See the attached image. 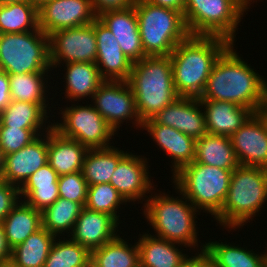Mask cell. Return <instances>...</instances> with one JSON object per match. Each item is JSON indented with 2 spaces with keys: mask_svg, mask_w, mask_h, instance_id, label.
I'll return each instance as SVG.
<instances>
[{
  "mask_svg": "<svg viewBox=\"0 0 267 267\" xmlns=\"http://www.w3.org/2000/svg\"><path fill=\"white\" fill-rule=\"evenodd\" d=\"M51 68L49 36L40 28L0 34V70L8 74H23L50 72Z\"/></svg>",
  "mask_w": 267,
  "mask_h": 267,
  "instance_id": "9",
  "label": "cell"
},
{
  "mask_svg": "<svg viewBox=\"0 0 267 267\" xmlns=\"http://www.w3.org/2000/svg\"><path fill=\"white\" fill-rule=\"evenodd\" d=\"M151 4L184 12L185 0H146Z\"/></svg>",
  "mask_w": 267,
  "mask_h": 267,
  "instance_id": "46",
  "label": "cell"
},
{
  "mask_svg": "<svg viewBox=\"0 0 267 267\" xmlns=\"http://www.w3.org/2000/svg\"><path fill=\"white\" fill-rule=\"evenodd\" d=\"M234 50L231 43L218 57L199 99L233 102L255 112L267 97V81Z\"/></svg>",
  "mask_w": 267,
  "mask_h": 267,
  "instance_id": "1",
  "label": "cell"
},
{
  "mask_svg": "<svg viewBox=\"0 0 267 267\" xmlns=\"http://www.w3.org/2000/svg\"><path fill=\"white\" fill-rule=\"evenodd\" d=\"M119 234L110 242L91 251V267H138L139 248L137 242L127 244Z\"/></svg>",
  "mask_w": 267,
  "mask_h": 267,
  "instance_id": "33",
  "label": "cell"
},
{
  "mask_svg": "<svg viewBox=\"0 0 267 267\" xmlns=\"http://www.w3.org/2000/svg\"><path fill=\"white\" fill-rule=\"evenodd\" d=\"M48 73L49 72H30L23 74H8L11 100L32 103H49L47 100L48 94H46L49 93L46 90V88H48V81L46 79L48 78H45V76H48ZM45 82L47 83L45 84Z\"/></svg>",
  "mask_w": 267,
  "mask_h": 267,
  "instance_id": "36",
  "label": "cell"
},
{
  "mask_svg": "<svg viewBox=\"0 0 267 267\" xmlns=\"http://www.w3.org/2000/svg\"><path fill=\"white\" fill-rule=\"evenodd\" d=\"M254 114L262 122L267 131V97L262 101V103L256 108Z\"/></svg>",
  "mask_w": 267,
  "mask_h": 267,
  "instance_id": "47",
  "label": "cell"
},
{
  "mask_svg": "<svg viewBox=\"0 0 267 267\" xmlns=\"http://www.w3.org/2000/svg\"><path fill=\"white\" fill-rule=\"evenodd\" d=\"M38 29V8L28 1L0 4V34Z\"/></svg>",
  "mask_w": 267,
  "mask_h": 267,
  "instance_id": "34",
  "label": "cell"
},
{
  "mask_svg": "<svg viewBox=\"0 0 267 267\" xmlns=\"http://www.w3.org/2000/svg\"><path fill=\"white\" fill-rule=\"evenodd\" d=\"M197 253L185 259L178 267H209V261L205 251Z\"/></svg>",
  "mask_w": 267,
  "mask_h": 267,
  "instance_id": "44",
  "label": "cell"
},
{
  "mask_svg": "<svg viewBox=\"0 0 267 267\" xmlns=\"http://www.w3.org/2000/svg\"><path fill=\"white\" fill-rule=\"evenodd\" d=\"M208 134L230 137L254 114L251 109L228 101L200 100Z\"/></svg>",
  "mask_w": 267,
  "mask_h": 267,
  "instance_id": "22",
  "label": "cell"
},
{
  "mask_svg": "<svg viewBox=\"0 0 267 267\" xmlns=\"http://www.w3.org/2000/svg\"><path fill=\"white\" fill-rule=\"evenodd\" d=\"M12 249L8 245L2 223H0V265L11 261Z\"/></svg>",
  "mask_w": 267,
  "mask_h": 267,
  "instance_id": "45",
  "label": "cell"
},
{
  "mask_svg": "<svg viewBox=\"0 0 267 267\" xmlns=\"http://www.w3.org/2000/svg\"><path fill=\"white\" fill-rule=\"evenodd\" d=\"M52 69L75 62H96L97 45L94 21L89 25L58 30L49 35Z\"/></svg>",
  "mask_w": 267,
  "mask_h": 267,
  "instance_id": "11",
  "label": "cell"
},
{
  "mask_svg": "<svg viewBox=\"0 0 267 267\" xmlns=\"http://www.w3.org/2000/svg\"><path fill=\"white\" fill-rule=\"evenodd\" d=\"M55 238L44 267H90L91 252L71 238Z\"/></svg>",
  "mask_w": 267,
  "mask_h": 267,
  "instance_id": "37",
  "label": "cell"
},
{
  "mask_svg": "<svg viewBox=\"0 0 267 267\" xmlns=\"http://www.w3.org/2000/svg\"><path fill=\"white\" fill-rule=\"evenodd\" d=\"M26 1L31 2L33 5L39 8L42 4H44L46 1L49 0H26Z\"/></svg>",
  "mask_w": 267,
  "mask_h": 267,
  "instance_id": "48",
  "label": "cell"
},
{
  "mask_svg": "<svg viewBox=\"0 0 267 267\" xmlns=\"http://www.w3.org/2000/svg\"><path fill=\"white\" fill-rule=\"evenodd\" d=\"M202 108L199 98L179 97L175 102L160 110L152 117V120L156 124L172 127L196 141L208 134Z\"/></svg>",
  "mask_w": 267,
  "mask_h": 267,
  "instance_id": "15",
  "label": "cell"
},
{
  "mask_svg": "<svg viewBox=\"0 0 267 267\" xmlns=\"http://www.w3.org/2000/svg\"><path fill=\"white\" fill-rule=\"evenodd\" d=\"M200 164L234 170L239 166L230 137L205 134L195 142V158Z\"/></svg>",
  "mask_w": 267,
  "mask_h": 267,
  "instance_id": "29",
  "label": "cell"
},
{
  "mask_svg": "<svg viewBox=\"0 0 267 267\" xmlns=\"http://www.w3.org/2000/svg\"><path fill=\"white\" fill-rule=\"evenodd\" d=\"M57 172L47 163L33 173L19 188L20 200L43 211L59 198Z\"/></svg>",
  "mask_w": 267,
  "mask_h": 267,
  "instance_id": "24",
  "label": "cell"
},
{
  "mask_svg": "<svg viewBox=\"0 0 267 267\" xmlns=\"http://www.w3.org/2000/svg\"><path fill=\"white\" fill-rule=\"evenodd\" d=\"M145 158L128 152L118 162L111 176L110 184L128 203L141 199L145 201L149 197L146 194L154 190V185L149 178L147 158Z\"/></svg>",
  "mask_w": 267,
  "mask_h": 267,
  "instance_id": "14",
  "label": "cell"
},
{
  "mask_svg": "<svg viewBox=\"0 0 267 267\" xmlns=\"http://www.w3.org/2000/svg\"><path fill=\"white\" fill-rule=\"evenodd\" d=\"M11 102L9 75L0 70V112Z\"/></svg>",
  "mask_w": 267,
  "mask_h": 267,
  "instance_id": "43",
  "label": "cell"
},
{
  "mask_svg": "<svg viewBox=\"0 0 267 267\" xmlns=\"http://www.w3.org/2000/svg\"><path fill=\"white\" fill-rule=\"evenodd\" d=\"M42 129H22L19 127H0V149L3 155L19 151L30 144L39 135L45 134ZM39 132V133H38ZM41 133V134H40Z\"/></svg>",
  "mask_w": 267,
  "mask_h": 267,
  "instance_id": "39",
  "label": "cell"
},
{
  "mask_svg": "<svg viewBox=\"0 0 267 267\" xmlns=\"http://www.w3.org/2000/svg\"><path fill=\"white\" fill-rule=\"evenodd\" d=\"M47 163L48 132L39 135L19 151L5 155L0 179L20 188L33 173Z\"/></svg>",
  "mask_w": 267,
  "mask_h": 267,
  "instance_id": "16",
  "label": "cell"
},
{
  "mask_svg": "<svg viewBox=\"0 0 267 267\" xmlns=\"http://www.w3.org/2000/svg\"><path fill=\"white\" fill-rule=\"evenodd\" d=\"M97 19L113 33L122 52L132 63L147 57L142 48L134 6L103 12Z\"/></svg>",
  "mask_w": 267,
  "mask_h": 267,
  "instance_id": "19",
  "label": "cell"
},
{
  "mask_svg": "<svg viewBox=\"0 0 267 267\" xmlns=\"http://www.w3.org/2000/svg\"><path fill=\"white\" fill-rule=\"evenodd\" d=\"M26 0H0V4H8V3H14V2H21Z\"/></svg>",
  "mask_w": 267,
  "mask_h": 267,
  "instance_id": "51",
  "label": "cell"
},
{
  "mask_svg": "<svg viewBox=\"0 0 267 267\" xmlns=\"http://www.w3.org/2000/svg\"><path fill=\"white\" fill-rule=\"evenodd\" d=\"M139 261L141 267H178L189 255L182 253L184 245L168 241L154 235L145 234L138 238ZM176 247V248H175Z\"/></svg>",
  "mask_w": 267,
  "mask_h": 267,
  "instance_id": "26",
  "label": "cell"
},
{
  "mask_svg": "<svg viewBox=\"0 0 267 267\" xmlns=\"http://www.w3.org/2000/svg\"><path fill=\"white\" fill-rule=\"evenodd\" d=\"M19 188L0 179V223L19 202Z\"/></svg>",
  "mask_w": 267,
  "mask_h": 267,
  "instance_id": "41",
  "label": "cell"
},
{
  "mask_svg": "<svg viewBox=\"0 0 267 267\" xmlns=\"http://www.w3.org/2000/svg\"><path fill=\"white\" fill-rule=\"evenodd\" d=\"M143 129L147 130L159 148L172 158L173 175L194 161L196 141L193 138L172 127L156 124L152 119L142 123Z\"/></svg>",
  "mask_w": 267,
  "mask_h": 267,
  "instance_id": "21",
  "label": "cell"
},
{
  "mask_svg": "<svg viewBox=\"0 0 267 267\" xmlns=\"http://www.w3.org/2000/svg\"><path fill=\"white\" fill-rule=\"evenodd\" d=\"M96 18L91 0H49L38 8V28L48 36L58 30L89 25Z\"/></svg>",
  "mask_w": 267,
  "mask_h": 267,
  "instance_id": "13",
  "label": "cell"
},
{
  "mask_svg": "<svg viewBox=\"0 0 267 267\" xmlns=\"http://www.w3.org/2000/svg\"><path fill=\"white\" fill-rule=\"evenodd\" d=\"M61 123H52V127L62 136L75 139L88 149L110 147L112 136L117 132L107 123L92 104L69 105L60 110Z\"/></svg>",
  "mask_w": 267,
  "mask_h": 267,
  "instance_id": "10",
  "label": "cell"
},
{
  "mask_svg": "<svg viewBox=\"0 0 267 267\" xmlns=\"http://www.w3.org/2000/svg\"><path fill=\"white\" fill-rule=\"evenodd\" d=\"M3 168H4V155L0 149V177H1L2 172H3Z\"/></svg>",
  "mask_w": 267,
  "mask_h": 267,
  "instance_id": "49",
  "label": "cell"
},
{
  "mask_svg": "<svg viewBox=\"0 0 267 267\" xmlns=\"http://www.w3.org/2000/svg\"><path fill=\"white\" fill-rule=\"evenodd\" d=\"M232 171L194 160L172 177L175 187L198 211L203 210L215 217L227 197Z\"/></svg>",
  "mask_w": 267,
  "mask_h": 267,
  "instance_id": "7",
  "label": "cell"
},
{
  "mask_svg": "<svg viewBox=\"0 0 267 267\" xmlns=\"http://www.w3.org/2000/svg\"><path fill=\"white\" fill-rule=\"evenodd\" d=\"M230 44L221 37L190 35L175 47L170 59L180 97H201L216 60Z\"/></svg>",
  "mask_w": 267,
  "mask_h": 267,
  "instance_id": "2",
  "label": "cell"
},
{
  "mask_svg": "<svg viewBox=\"0 0 267 267\" xmlns=\"http://www.w3.org/2000/svg\"><path fill=\"white\" fill-rule=\"evenodd\" d=\"M0 267H15L11 262L0 265Z\"/></svg>",
  "mask_w": 267,
  "mask_h": 267,
  "instance_id": "52",
  "label": "cell"
},
{
  "mask_svg": "<svg viewBox=\"0 0 267 267\" xmlns=\"http://www.w3.org/2000/svg\"><path fill=\"white\" fill-rule=\"evenodd\" d=\"M94 14L99 16L101 13L110 10H123L134 6L135 0H91Z\"/></svg>",
  "mask_w": 267,
  "mask_h": 267,
  "instance_id": "42",
  "label": "cell"
},
{
  "mask_svg": "<svg viewBox=\"0 0 267 267\" xmlns=\"http://www.w3.org/2000/svg\"><path fill=\"white\" fill-rule=\"evenodd\" d=\"M118 226L111 215L83 207L71 235L67 236L91 252L113 240L119 231Z\"/></svg>",
  "mask_w": 267,
  "mask_h": 267,
  "instance_id": "20",
  "label": "cell"
},
{
  "mask_svg": "<svg viewBox=\"0 0 267 267\" xmlns=\"http://www.w3.org/2000/svg\"><path fill=\"white\" fill-rule=\"evenodd\" d=\"M127 153L114 146L89 149L82 165V174L88 186L110 183L118 162Z\"/></svg>",
  "mask_w": 267,
  "mask_h": 267,
  "instance_id": "31",
  "label": "cell"
},
{
  "mask_svg": "<svg viewBox=\"0 0 267 267\" xmlns=\"http://www.w3.org/2000/svg\"><path fill=\"white\" fill-rule=\"evenodd\" d=\"M174 188L182 198H174L165 192L161 194V191L160 194L151 193L143 204V214L147 222L151 223L154 232L156 231L154 236L195 249L198 247L196 212L200 211L176 187Z\"/></svg>",
  "mask_w": 267,
  "mask_h": 267,
  "instance_id": "5",
  "label": "cell"
},
{
  "mask_svg": "<svg viewBox=\"0 0 267 267\" xmlns=\"http://www.w3.org/2000/svg\"><path fill=\"white\" fill-rule=\"evenodd\" d=\"M58 189L59 197L74 201L84 207L88 184L84 179L82 171L59 176Z\"/></svg>",
  "mask_w": 267,
  "mask_h": 267,
  "instance_id": "40",
  "label": "cell"
},
{
  "mask_svg": "<svg viewBox=\"0 0 267 267\" xmlns=\"http://www.w3.org/2000/svg\"><path fill=\"white\" fill-rule=\"evenodd\" d=\"M127 82L142 123L180 97L173 83L170 56L145 57L132 63Z\"/></svg>",
  "mask_w": 267,
  "mask_h": 267,
  "instance_id": "3",
  "label": "cell"
},
{
  "mask_svg": "<svg viewBox=\"0 0 267 267\" xmlns=\"http://www.w3.org/2000/svg\"><path fill=\"white\" fill-rule=\"evenodd\" d=\"M124 203L126 205L127 201L110 183H102L88 186L84 207L92 211L107 213L120 223L117 209L119 210L120 204Z\"/></svg>",
  "mask_w": 267,
  "mask_h": 267,
  "instance_id": "38",
  "label": "cell"
},
{
  "mask_svg": "<svg viewBox=\"0 0 267 267\" xmlns=\"http://www.w3.org/2000/svg\"><path fill=\"white\" fill-rule=\"evenodd\" d=\"M230 140L240 166L267 169V131L255 114L230 136Z\"/></svg>",
  "mask_w": 267,
  "mask_h": 267,
  "instance_id": "17",
  "label": "cell"
},
{
  "mask_svg": "<svg viewBox=\"0 0 267 267\" xmlns=\"http://www.w3.org/2000/svg\"><path fill=\"white\" fill-rule=\"evenodd\" d=\"M239 2L246 8V9H249L250 7V3H254L255 1L253 0H239ZM249 6V7H248Z\"/></svg>",
  "mask_w": 267,
  "mask_h": 267,
  "instance_id": "50",
  "label": "cell"
},
{
  "mask_svg": "<svg viewBox=\"0 0 267 267\" xmlns=\"http://www.w3.org/2000/svg\"><path fill=\"white\" fill-rule=\"evenodd\" d=\"M246 11L239 0H185L183 13L190 35L216 36L234 43Z\"/></svg>",
  "mask_w": 267,
  "mask_h": 267,
  "instance_id": "8",
  "label": "cell"
},
{
  "mask_svg": "<svg viewBox=\"0 0 267 267\" xmlns=\"http://www.w3.org/2000/svg\"><path fill=\"white\" fill-rule=\"evenodd\" d=\"M96 35L97 65L104 80L127 81L132 62L124 55L113 33L97 18L94 20Z\"/></svg>",
  "mask_w": 267,
  "mask_h": 267,
  "instance_id": "18",
  "label": "cell"
},
{
  "mask_svg": "<svg viewBox=\"0 0 267 267\" xmlns=\"http://www.w3.org/2000/svg\"><path fill=\"white\" fill-rule=\"evenodd\" d=\"M134 7L147 57L170 56L175 47L190 36L184 13L146 0H135Z\"/></svg>",
  "mask_w": 267,
  "mask_h": 267,
  "instance_id": "6",
  "label": "cell"
},
{
  "mask_svg": "<svg viewBox=\"0 0 267 267\" xmlns=\"http://www.w3.org/2000/svg\"><path fill=\"white\" fill-rule=\"evenodd\" d=\"M65 99L71 102L81 101L84 97H93L99 86L105 81L95 63L75 62L65 64Z\"/></svg>",
  "mask_w": 267,
  "mask_h": 267,
  "instance_id": "27",
  "label": "cell"
},
{
  "mask_svg": "<svg viewBox=\"0 0 267 267\" xmlns=\"http://www.w3.org/2000/svg\"><path fill=\"white\" fill-rule=\"evenodd\" d=\"M200 247L208 257L209 267H267V251L259 255L253 249L217 241L205 242Z\"/></svg>",
  "mask_w": 267,
  "mask_h": 267,
  "instance_id": "25",
  "label": "cell"
},
{
  "mask_svg": "<svg viewBox=\"0 0 267 267\" xmlns=\"http://www.w3.org/2000/svg\"><path fill=\"white\" fill-rule=\"evenodd\" d=\"M55 238L41 227L12 249L10 262L15 267H44Z\"/></svg>",
  "mask_w": 267,
  "mask_h": 267,
  "instance_id": "32",
  "label": "cell"
},
{
  "mask_svg": "<svg viewBox=\"0 0 267 267\" xmlns=\"http://www.w3.org/2000/svg\"><path fill=\"white\" fill-rule=\"evenodd\" d=\"M48 104L11 100L10 104L0 112V127L43 129L46 133L52 127V123L46 127V121L49 118Z\"/></svg>",
  "mask_w": 267,
  "mask_h": 267,
  "instance_id": "28",
  "label": "cell"
},
{
  "mask_svg": "<svg viewBox=\"0 0 267 267\" xmlns=\"http://www.w3.org/2000/svg\"><path fill=\"white\" fill-rule=\"evenodd\" d=\"M1 223L8 245L13 249L42 227L41 211L19 200Z\"/></svg>",
  "mask_w": 267,
  "mask_h": 267,
  "instance_id": "30",
  "label": "cell"
},
{
  "mask_svg": "<svg viewBox=\"0 0 267 267\" xmlns=\"http://www.w3.org/2000/svg\"><path fill=\"white\" fill-rule=\"evenodd\" d=\"M92 105L116 132L124 121L142 128L131 87L127 81L105 80L92 97ZM135 118V119H134ZM118 128V129H117Z\"/></svg>",
  "mask_w": 267,
  "mask_h": 267,
  "instance_id": "12",
  "label": "cell"
},
{
  "mask_svg": "<svg viewBox=\"0 0 267 267\" xmlns=\"http://www.w3.org/2000/svg\"><path fill=\"white\" fill-rule=\"evenodd\" d=\"M267 201V169L238 166L231 173L227 197L214 217L225 229L242 228Z\"/></svg>",
  "mask_w": 267,
  "mask_h": 267,
  "instance_id": "4",
  "label": "cell"
},
{
  "mask_svg": "<svg viewBox=\"0 0 267 267\" xmlns=\"http://www.w3.org/2000/svg\"><path fill=\"white\" fill-rule=\"evenodd\" d=\"M82 208L79 203L59 197L41 212L42 227L57 238L65 236V232L71 234Z\"/></svg>",
  "mask_w": 267,
  "mask_h": 267,
  "instance_id": "35",
  "label": "cell"
},
{
  "mask_svg": "<svg viewBox=\"0 0 267 267\" xmlns=\"http://www.w3.org/2000/svg\"><path fill=\"white\" fill-rule=\"evenodd\" d=\"M88 150L75 139L62 136L53 127L48 131V164L59 176L82 171Z\"/></svg>",
  "mask_w": 267,
  "mask_h": 267,
  "instance_id": "23",
  "label": "cell"
}]
</instances>
